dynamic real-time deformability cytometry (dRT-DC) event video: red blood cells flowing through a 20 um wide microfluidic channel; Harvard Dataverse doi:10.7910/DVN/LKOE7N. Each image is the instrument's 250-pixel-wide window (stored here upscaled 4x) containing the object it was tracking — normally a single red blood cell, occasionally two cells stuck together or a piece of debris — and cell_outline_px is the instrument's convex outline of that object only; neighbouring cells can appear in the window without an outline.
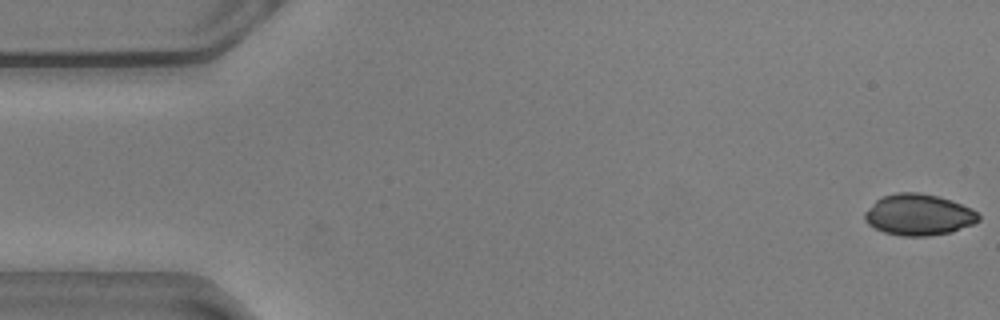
{"species": "common noctule bat (a hibernating species)", "species_latin": "Nyctalus noctula", "temperature_condition": "warm", "stored_images_in_passage": 56, "camera_frame_rate_fps": 3000, "um_per_image_px": 0.085, "animal": {"sex": "male", "body_mass_g": 20.5, "forearm_length_mm": 52.5}, "frame": {"image": 1, "passage_image": 1, "time_ms": 0.0, "image_size_px": [1000, 320], "cell_outline_px": [[980, 220], [972, 224], [952, 232], [928, 236], [900, 236], [884, 232], [868, 224], [864, 220], [864, 212], [876, 200], [884, 196], [896, 192], [920, 192], [940, 196], [952, 200], [972, 208], [980, 216]], "centroid_in_image_um": [78.09, 18.25], "position_along_channel_um": 6.9, "area_um2": 27.57}}
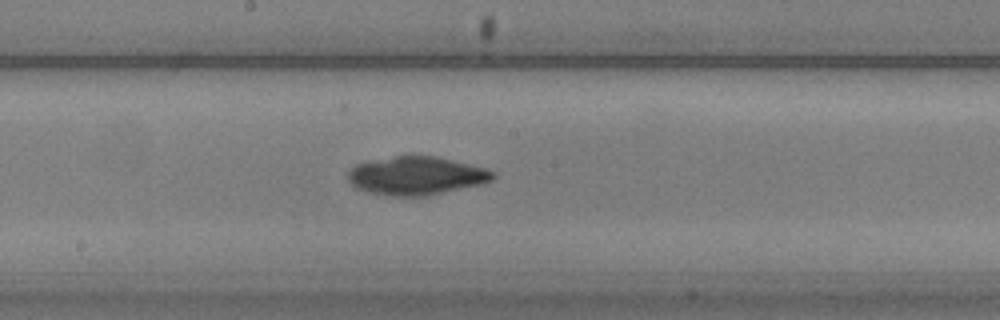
{"frame": {"image": 2, "passage_image": 29, "time_ms": 9.333, "image_size_px": [1000, 320], "cell_outline_px": [[496, 176], [492, 180], [484, 184], [428, 196], [392, 196], [368, 192], [356, 188], [348, 180], [348, 172], [356, 164], [368, 160], [396, 156], [436, 156], [484, 168], [496, 172]], "centroid_in_image_um": [35.4, 14.95], "position_along_channel_um": 212.8, "area_um2": 32.54}}
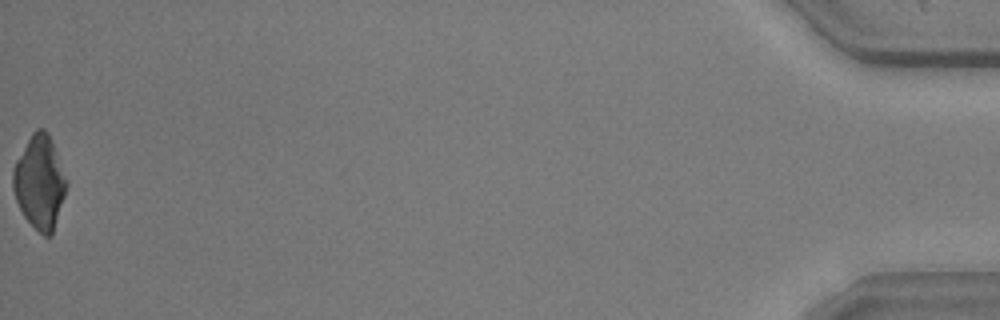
{"frame": {"image": 3, "passage_image": 56, "time_ms": 18.333, "image_size_px": [1000, 320], "cell_outline_px": [[68, 184], [52, 236], [44, 236], [24, 216], [16, 200], [12, 188], [12, 168], [16, 160], [32, 132], [36, 128], [44, 128], [48, 132], [52, 140], [68, 180]], "centroid_in_image_um": [3.38, 15.46], "position_along_channel_um": 431.8, "area_um2": 29.25}}